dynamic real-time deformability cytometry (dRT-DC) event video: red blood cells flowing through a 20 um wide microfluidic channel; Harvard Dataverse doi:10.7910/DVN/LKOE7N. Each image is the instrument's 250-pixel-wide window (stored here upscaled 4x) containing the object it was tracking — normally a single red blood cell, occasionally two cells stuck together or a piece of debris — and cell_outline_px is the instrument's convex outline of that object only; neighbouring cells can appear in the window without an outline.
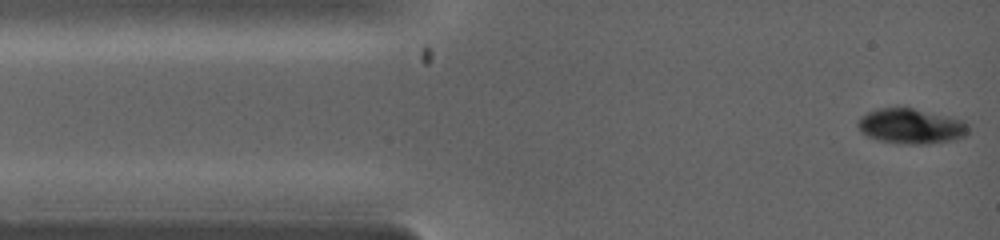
{"species": "common noctule bat (a hibernating species)", "species_latin": "Nyctalus noctula", "temperature_condition": "warm", "stored_images_in_passage": 22, "camera_frame_rate_fps": 5000, "um_per_image_px": 0.085, "animal": {"sex": "female", "body_mass_g": 19.0, "forearm_length_mm": 53.3}, "frame": {"image": 1, "passage_image": 1, "time_ms": 0.0, "image_size_px": [1000, 240], "cell_outline_px": [[968, 136], [952, 140], [928, 144], [904, 144], [880, 140], [868, 136], [860, 132], [856, 124], [860, 116], [876, 108], [896, 104], [948, 116], [964, 120], [968, 124]], "centroid_in_image_um": [77.41, 10.69], "position_along_channel_um": 7.6, "area_um2": 23.35}}
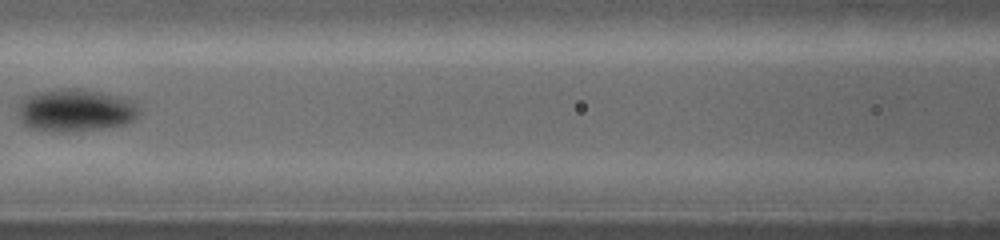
{"frame": {"image": 2, "passage_image": 13, "time_ms": 3.8, "image_size_px": [1000, 240], "cell_outline_px": [[140, 112], [132, 120], [124, 124], [104, 128], [72, 132], [64, 132], [28, 128], [20, 120], [20, 100], [28, 96], [40, 92], [60, 88], [80, 88], [120, 96], [132, 100], [140, 108]], "centroid_in_image_um": [6.44, 9.37], "position_along_channel_um": 160.2, "area_um2": 30.0}}
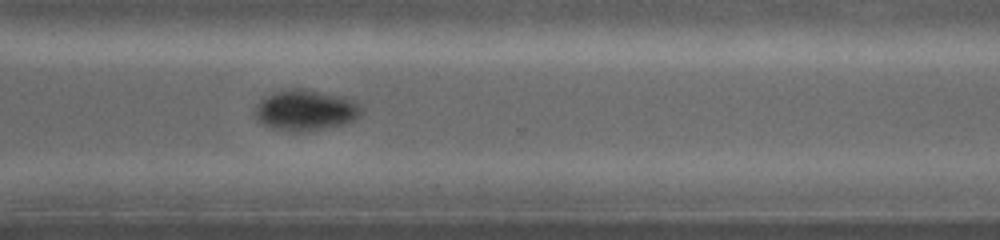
{"frame": {"image": 3, "passage_image": 22, "time_ms": 7.0, "image_size_px": [1000, 240], "cell_outline_px": [[364, 112], [360, 116], [344, 124], [324, 128], [300, 132], [292, 132], [272, 128], [260, 124], [256, 120], [252, 112], [252, 108], [260, 100], [272, 92], [288, 88], [304, 88], [344, 96], [352, 100], [364, 108]], "centroid_in_image_um": [25.92, 9.36], "position_along_channel_um": 344.7, "area_um2": 25.95}}